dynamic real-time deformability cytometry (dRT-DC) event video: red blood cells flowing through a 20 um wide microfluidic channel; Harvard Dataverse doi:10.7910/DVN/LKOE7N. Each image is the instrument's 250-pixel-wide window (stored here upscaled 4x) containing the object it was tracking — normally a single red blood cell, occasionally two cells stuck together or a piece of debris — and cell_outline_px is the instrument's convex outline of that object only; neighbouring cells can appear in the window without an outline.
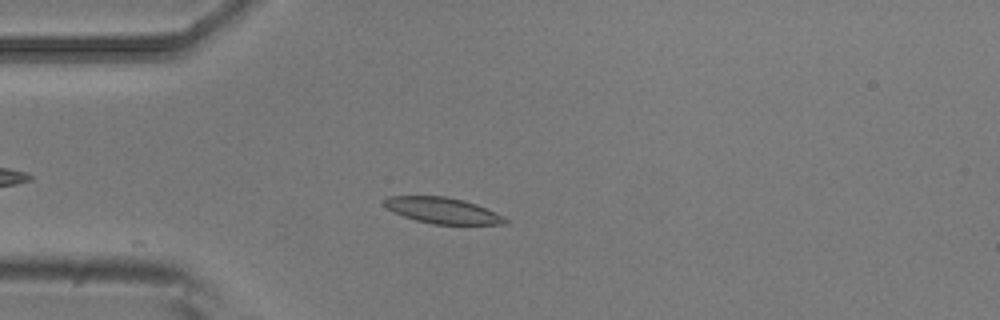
{"species": "common noctule bat (a hibernating species)", "species_latin": "Nyctalus noctula", "temperature_condition": "room temperature", "stored_images_in_passage": 6, "camera_frame_rate_fps": 3000, "um_per_image_px": 0.085, "animal": {"sex": "male", "body_mass_g": 20.5, "forearm_length_mm": 52.5}, "frame": {"image": 1, "passage_image": 2, "time_ms": 0.333, "image_size_px": [1000, 320], "cell_outline_px": [[508, 224], [432, 224], [416, 220], [404, 216], [388, 208], [384, 204], [384, 200], [388, 196], [444, 196], [464, 200], [476, 204], [496, 212], [504, 216], [508, 220]], "centroid_in_image_um": [37.67, 17.89], "position_along_channel_um": 47.3, "area_um2": 18.15}}
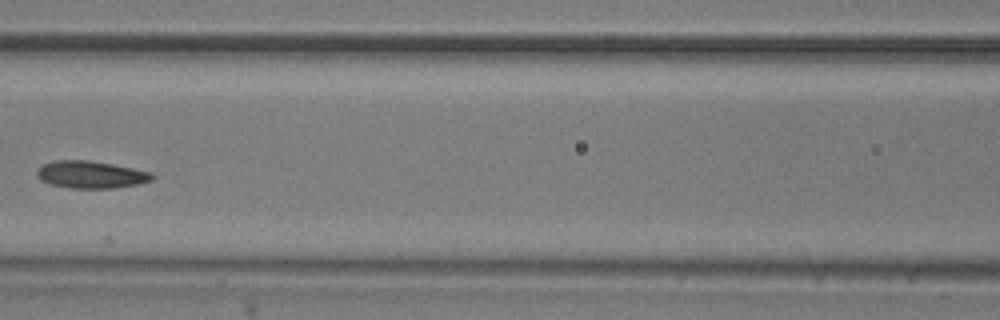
{"frame": {"image": 2, "passage_image": 5, "time_ms": 1.333, "image_size_px": [1000, 320], "cell_outline_px": [[156, 176], [152, 180], [136, 184], [116, 188], [72, 188], [52, 184], [40, 180], [36, 176], [36, 168], [40, 164], [52, 160], [88, 160], [112, 164], [152, 172]], "centroid_in_image_um": [7.68, 14.83], "position_along_channel_um": 158.9, "area_um2": 18.5}}
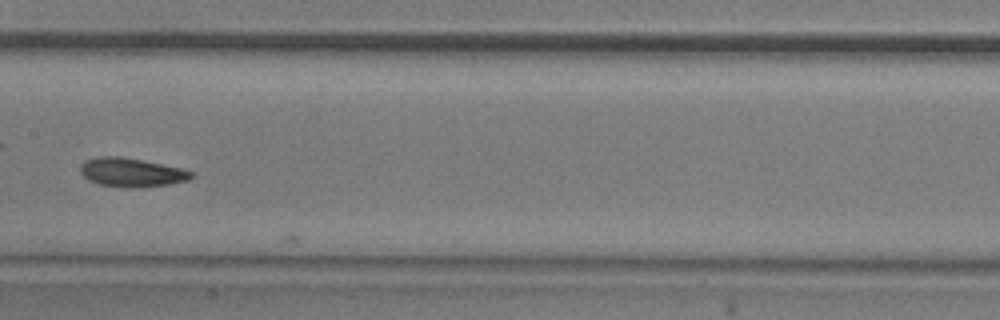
{"frame": {"image": 3, "passage_image": 6, "time_ms": 1.667, "image_size_px": [1000, 320], "cell_outline_px": [[192, 176], [188, 180], [172, 184], [136, 188], [128, 188], [100, 184], [88, 180], [80, 172], [80, 164], [84, 160], [100, 156], [120, 156], [144, 160], [180, 168], [192, 172]], "centroid_in_image_um": [11.15, 14.65], "position_along_channel_um": 196.3, "area_um2": 18.73}}